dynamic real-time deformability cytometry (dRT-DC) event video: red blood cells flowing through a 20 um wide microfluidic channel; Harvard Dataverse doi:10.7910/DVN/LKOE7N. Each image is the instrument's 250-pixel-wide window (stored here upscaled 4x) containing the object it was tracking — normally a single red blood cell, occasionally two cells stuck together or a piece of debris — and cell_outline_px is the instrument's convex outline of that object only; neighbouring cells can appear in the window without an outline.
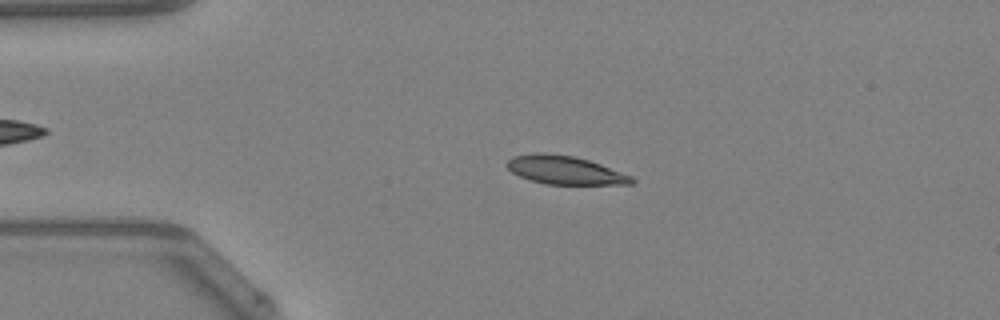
{"species": "Egyptian fruit bat (a non-hibernating species)", "species_latin": "Rousettus aegyptiacus", "temperature_condition": "warm", "stored_images_in_passage": 47, "camera_frame_rate_fps": 3000, "um_per_image_px": 0.085, "animal": {"sex": "female"}, "frame": {"image": 1, "passage_image": 10, "time_ms": 3.0, "image_size_px": [1000, 320], "cell_outline_px": [[636, 180], [632, 184], [548, 184], [532, 180], [520, 176], [512, 172], [504, 164], [512, 156], [536, 152], [544, 152], [572, 156], [588, 160], [600, 164], [632, 176]], "centroid_in_image_um": [47.99, 14.45], "position_along_channel_um": 37.0, "area_um2": 20.52}}
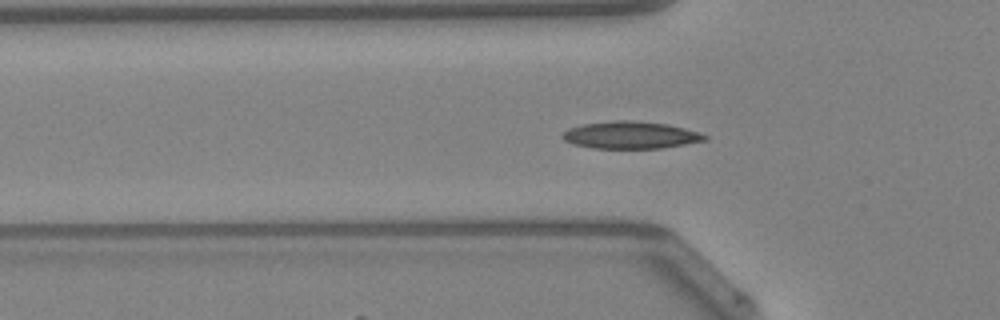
{"frame": {"image": 2, "passage_image": 15, "time_ms": 4.667, "image_size_px": [1000, 320], "cell_outline_px": [[708, 140], [660, 148], [592, 148], [572, 144], [564, 140], [560, 136], [568, 128], [584, 124], [612, 120], [632, 120], [668, 124], [684, 128], [708, 136]], "centroid_in_image_um": [53.56, 11.48], "position_along_channel_um": 72.2, "area_um2": 22.54}, "authors_computed_cell_mechanics": {"area_um2": 20.8658, "velocity_mm_per_s": 4.2478, "shape_relaxation_time_tau1_ms": 3.3008, "shape_relaxation_time_tau2_ms": 1.5076, "deformation_change_tau1": 0.1471, "deformation_change_tau2": 0.0651}}